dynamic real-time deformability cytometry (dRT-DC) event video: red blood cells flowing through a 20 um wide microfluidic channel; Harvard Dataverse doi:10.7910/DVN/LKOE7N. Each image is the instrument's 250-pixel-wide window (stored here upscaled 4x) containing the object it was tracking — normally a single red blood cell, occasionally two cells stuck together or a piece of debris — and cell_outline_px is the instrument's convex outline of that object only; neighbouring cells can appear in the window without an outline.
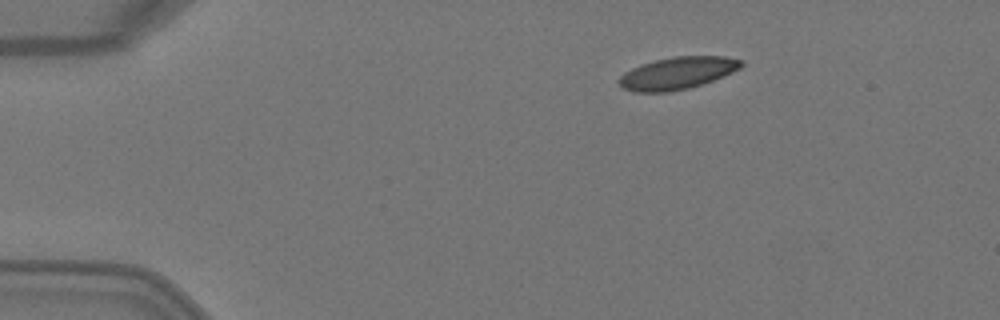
{"species": "Egyptian fruit bat (a non-hibernating species)", "species_latin": "Rousettus aegyptiacus", "temperature_condition": "warm", "stored_images_in_passage": 3, "camera_frame_rate_fps": 3000, "um_per_image_px": 0.085, "animal": {"sex": "female"}, "frame": {"image": 1, "passage_image": 1, "time_ms": 0.0, "image_size_px": [1000, 320], "cell_outline_px": [[744, 64], [740, 68], [724, 76], [688, 88], [668, 92], [632, 92], [624, 88], [616, 80], [624, 72], [640, 64], [656, 60], [676, 56], [724, 56], [744, 60]], "centroid_in_image_um": [57.57, 6.21], "position_along_channel_um": 27.4, "area_um2": 22.95}}
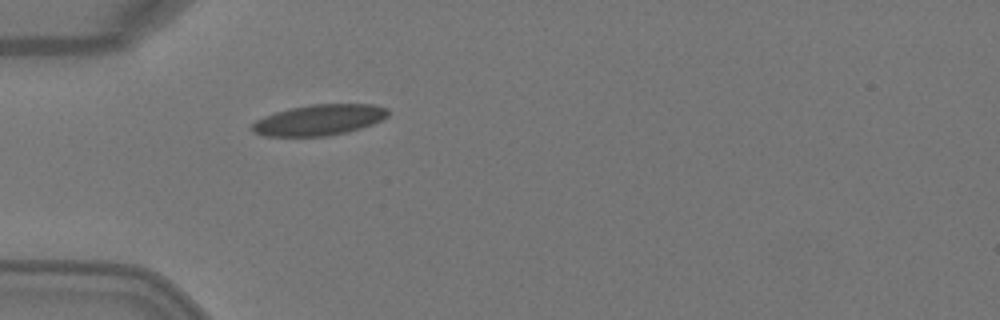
{"frame": {"image": 2, "passage_image": 3, "time_ms": 0.667, "image_size_px": [1000, 320], "cell_outline_px": [[388, 116], [372, 124], [348, 132], [324, 136], [264, 136], [252, 132], [252, 124], [256, 120], [264, 116], [288, 108], [308, 104], [372, 104], [388, 108]], "centroid_in_image_um": [27.11, 10.19], "position_along_channel_um": 57.9, "area_um2": 24.45}}